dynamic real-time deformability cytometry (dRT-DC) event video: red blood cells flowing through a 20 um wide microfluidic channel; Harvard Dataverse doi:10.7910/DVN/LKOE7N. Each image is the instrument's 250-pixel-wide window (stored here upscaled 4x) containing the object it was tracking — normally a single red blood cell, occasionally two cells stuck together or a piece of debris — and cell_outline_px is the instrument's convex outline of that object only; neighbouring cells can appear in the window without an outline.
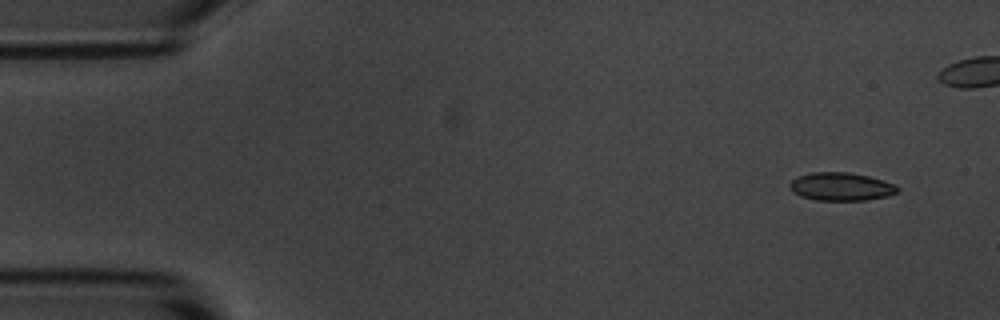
{"species": "common noctule bat (a hibernating species)", "species_latin": "Nyctalus noctula", "temperature_condition": "room temperature", "stored_images_in_passage": 10, "camera_frame_rate_fps": 3000, "um_per_image_px": 0.085, "animal": {"sex": "male", "body_mass_g": 20.1, "forearm_length_mm": 53.5}, "frame": {"image": 1, "passage_image": 1, "time_ms": 0.0, "image_size_px": [1000, 320], "cell_outline_px": [[900, 188], [896, 192], [888, 196], [864, 200], [816, 200], [800, 196], [792, 192], [788, 188], [788, 184], [796, 176], [812, 172], [848, 172], [868, 176], [884, 180]], "centroid_in_image_um": [71.43, 15.85], "position_along_channel_um": 13.6, "area_um2": 17.74}}
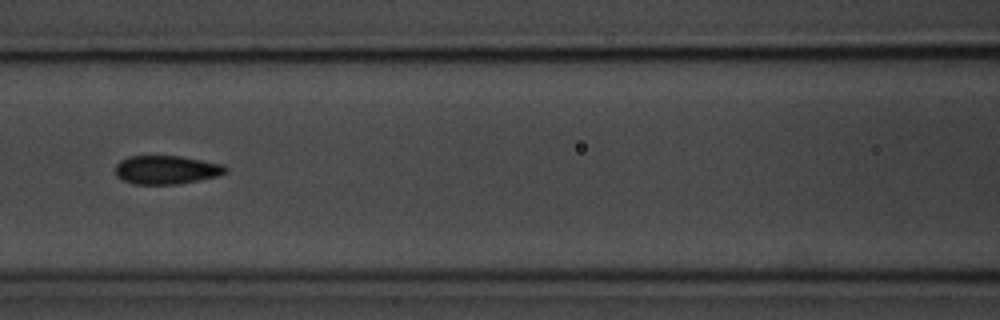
{"frame": {"image": 2, "passage_image": 7, "time_ms": 6.667, "image_size_px": [1000, 320], "cell_outline_px": [[228, 172], [220, 176], [200, 180], [176, 184], [132, 184], [116, 176], [116, 164], [120, 160], [128, 156], [180, 156], [224, 164], [228, 168]], "centroid_in_image_um": [14.18, 14.43], "position_along_channel_um": 152.4, "area_um2": 18.55}}